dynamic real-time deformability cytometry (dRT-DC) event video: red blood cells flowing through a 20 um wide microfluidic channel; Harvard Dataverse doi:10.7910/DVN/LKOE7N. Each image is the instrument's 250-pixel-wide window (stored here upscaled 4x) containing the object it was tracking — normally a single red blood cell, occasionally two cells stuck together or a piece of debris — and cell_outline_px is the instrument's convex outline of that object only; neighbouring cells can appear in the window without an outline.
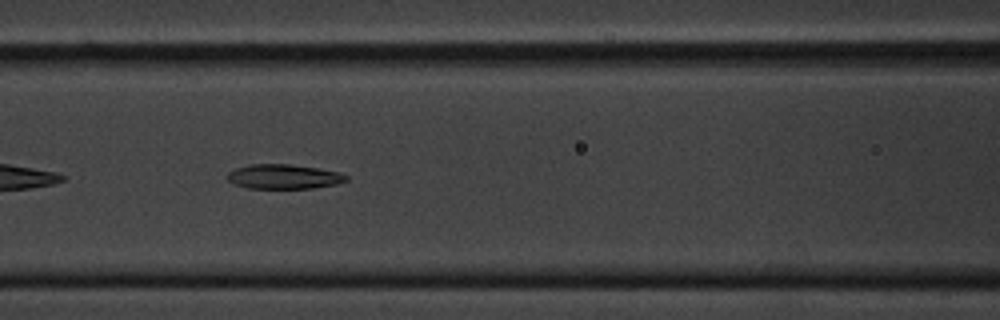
{"species": "common noctule bat (a hibernating species)", "species_latin": "Nyctalus noctula", "temperature_condition": "cold", "stored_images_in_passage": 44, "camera_frame_rate_fps": 3000, "um_per_image_px": 0.085, "animal": {"sex": "male", "body_mass_g": 20.1, "forearm_length_mm": 53.5}, "frame": {"image": 1, "passage_image": 9, "time_ms": 2.667, "image_size_px": [1000, 320], "cell_outline_px": [[348, 180], [336, 184], [312, 188], [248, 188], [236, 184], [228, 180], [224, 176], [228, 172], [236, 168], [248, 164], [288, 164], [316, 168], [340, 172], [348, 176]], "centroid_in_image_um": [24.1, 15.01], "position_along_channel_um": 142.5, "area_um2": 16.99}}
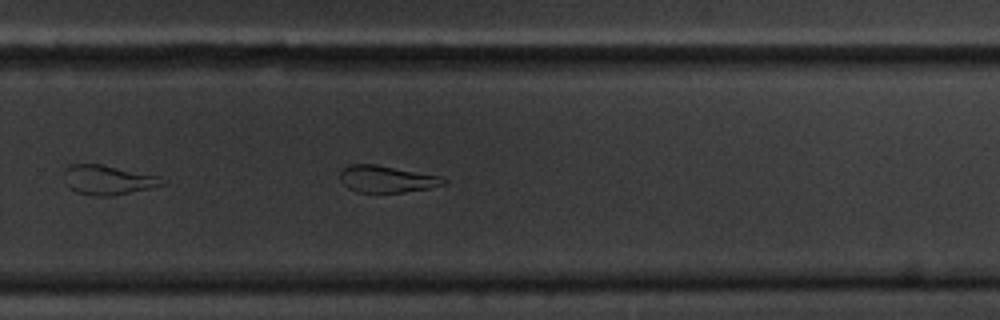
{"frame": {"image": 2, "passage_image": 23, "time_ms": 7.333, "image_size_px": [1000, 320], "cell_outline_px": [[448, 184], [428, 188], [404, 192], [356, 192], [348, 188], [340, 180], [340, 172], [344, 168], [352, 164], [376, 164], [440, 176], [448, 180]], "centroid_in_image_um": [32.89, 15.22], "position_along_channel_um": 296.9, "area_um2": 16.18}}
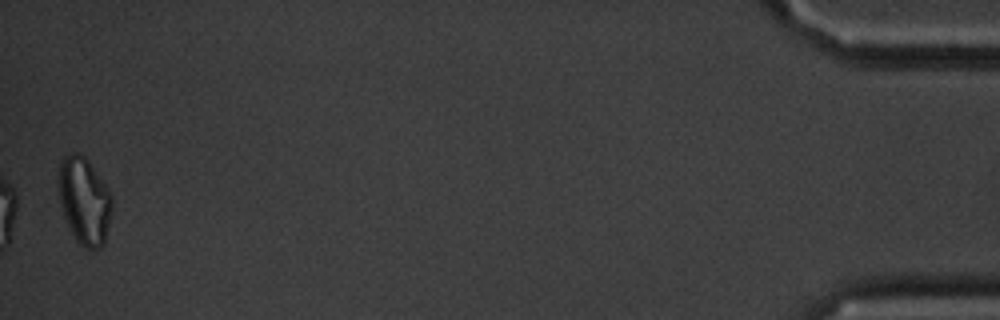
{"frame": {"image": 3, "passage_image": 43, "time_ms": 14.0, "image_size_px": [1000, 320], "cell_outline_px": [[112, 212], [104, 244], [100, 248], [92, 252], [88, 252], [76, 240], [64, 216], [60, 204], [60, 160], [64, 156], [72, 152], [76, 152], [84, 156], [88, 160], [112, 192]], "centroid_in_image_um": [7.21, 17.1], "position_along_channel_um": 428.0, "area_um2": 27.34}, "authors_computed_cell_mechanics": {"area_um2": 18.0047, "velocity_mm_per_s": 3.3224, "shape_relaxation_time_tau1_ms": 7.7141, "shape_relaxation_time_tau2_ms": 7.5206, "deformation_change_tau1": 0.1661, "deformation_change_tau2": 0.1805}}